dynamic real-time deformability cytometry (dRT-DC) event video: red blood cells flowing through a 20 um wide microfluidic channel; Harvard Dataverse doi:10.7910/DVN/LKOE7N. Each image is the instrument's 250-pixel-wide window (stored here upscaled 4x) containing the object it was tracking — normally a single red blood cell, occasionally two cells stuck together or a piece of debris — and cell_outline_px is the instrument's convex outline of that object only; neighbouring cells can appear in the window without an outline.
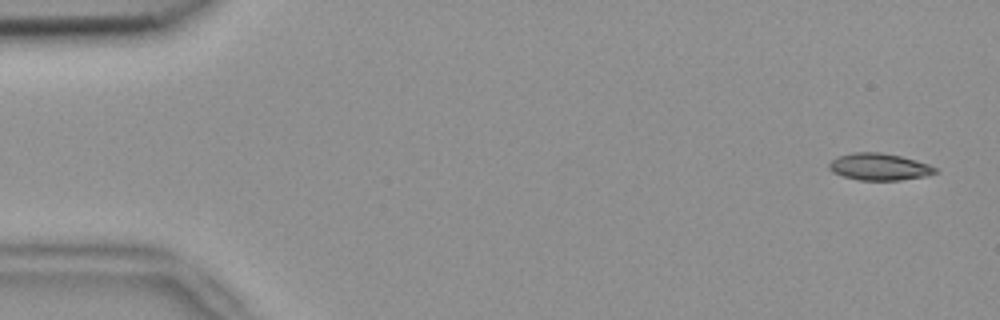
{"species": "common noctule bat (a hibernating species)", "species_latin": "Nyctalus noctula", "temperature_condition": "room temperature", "stored_images_in_passage": 52, "camera_frame_rate_fps": 3000, "um_per_image_px": 0.085, "animal": {"sex": "female", "body_mass_g": 18.4}, "frame": {"image": 1, "passage_image": 2, "time_ms": 0.333, "image_size_px": [1000, 320], "cell_outline_px": [[940, 172], [924, 176], [900, 180], [860, 180], [844, 176], [832, 172], [828, 168], [828, 164], [836, 156], [852, 152], [880, 152], [900, 156], [916, 160], [928, 164], [936, 168]], "centroid_in_image_um": [74.72, 14.17], "position_along_channel_um": 10.3, "area_um2": 16.7}}
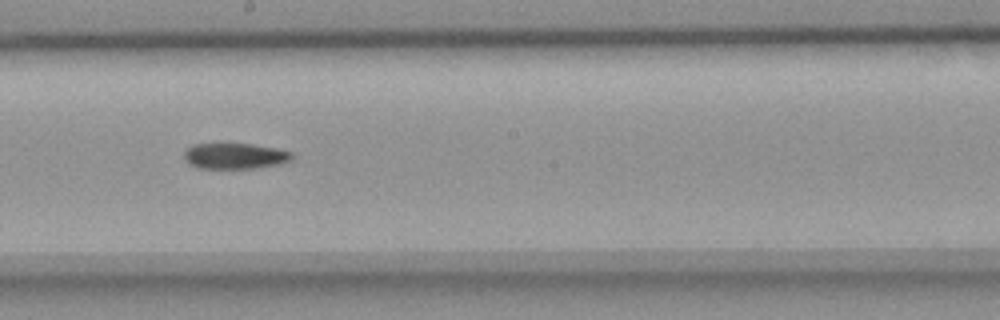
{"frame": {"image": 2, "passage_image": 29, "time_ms": 9.333, "image_size_px": [1000, 320], "cell_outline_px": [[292, 160], [276, 164], [256, 168], [196, 168], [188, 164], [184, 160], [184, 152], [192, 144], [252, 144], [276, 148], [292, 152]], "centroid_in_image_um": [19.92, 13.26], "position_along_channel_um": 228.3, "area_um2": 16.18}}
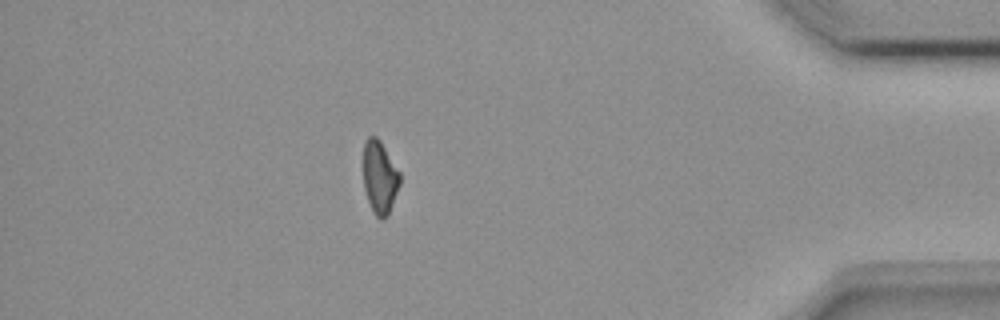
{"frame": {"image": 3, "passage_image": 46, "time_ms": 15.0, "image_size_px": [1000, 320], "cell_outline_px": [[400, 184], [388, 216], [380, 220], [372, 212], [364, 188], [364, 144], [368, 136], [376, 136], [380, 140], [400, 172]], "centroid_in_image_um": [32.28, 15.09], "position_along_channel_um": 402.9, "area_um2": 15.55}, "authors_computed_cell_mechanics": {"area_um2": 16.8487, "velocity_mm_per_s": 3.8523, "shape_relaxation_time_tau1_ms": 10.4335, "shape_relaxation_time_tau2_ms": null, "deformation_change_tau1": 0.2095, "deformation_change_tau2": null}}